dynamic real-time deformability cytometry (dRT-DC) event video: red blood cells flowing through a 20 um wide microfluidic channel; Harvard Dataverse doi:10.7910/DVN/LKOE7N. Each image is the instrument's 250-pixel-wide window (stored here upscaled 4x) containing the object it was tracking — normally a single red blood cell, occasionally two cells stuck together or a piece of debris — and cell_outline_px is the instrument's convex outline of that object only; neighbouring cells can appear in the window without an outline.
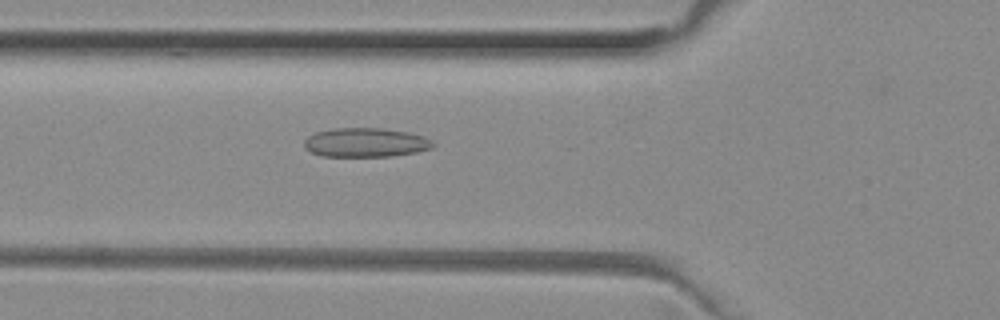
{"species": "common noctule bat (a hibernating species)", "species_latin": "Nyctalus noctula", "temperature_condition": "room temperature", "stored_images_in_passage": 42, "camera_frame_rate_fps": 3000, "um_per_image_px": 0.085, "animal": {"sex": "female", "body_mass_g": 29.2, "forearm_length_mm": 56.3}, "frame": {"image": 1, "passage_image": 9, "time_ms": 2.667, "image_size_px": [1000, 320], "cell_outline_px": [[436, 144], [432, 148], [416, 152], [392, 156], [324, 156], [312, 152], [304, 148], [304, 140], [308, 136], [316, 132], [336, 128], [380, 128], [408, 132], [424, 136], [432, 140]], "centroid_in_image_um": [31.1, 12.11], "position_along_channel_um": 94.7, "area_um2": 21.85}}
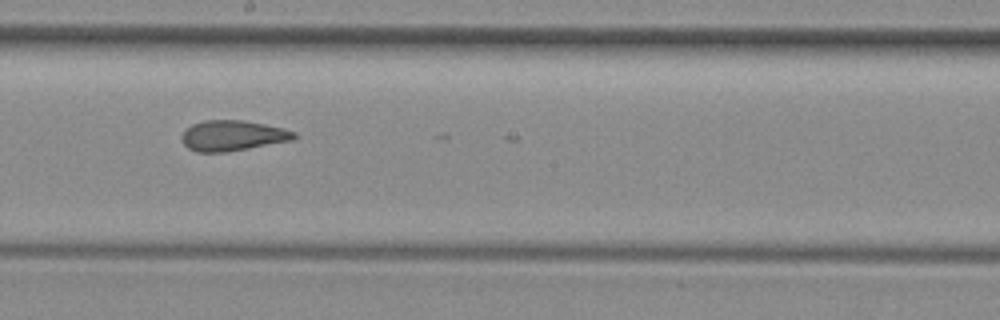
{"frame": {"image": 2, "passage_image": 19, "time_ms": 6.0, "image_size_px": [1000, 320], "cell_outline_px": [[296, 136], [292, 140], [248, 148], [224, 152], [196, 152], [188, 148], [184, 144], [180, 136], [192, 124], [204, 120], [244, 120], [284, 128], [296, 132]], "centroid_in_image_um": [19.76, 11.52], "position_along_channel_um": 228.4, "area_um2": 19.83}}
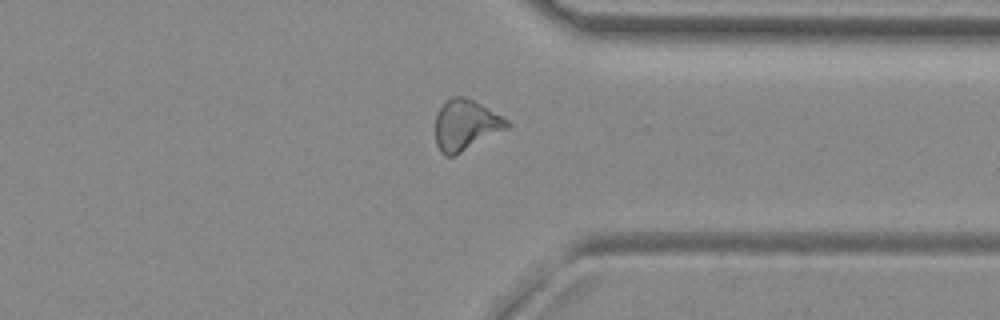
{"frame": {"image": 3, "passage_image": 30, "time_ms": 9.667, "image_size_px": [1000, 320], "cell_outline_px": [[508, 128], [452, 156], [444, 156], [440, 152], [436, 144], [436, 116], [440, 108], [452, 96], [464, 96], [480, 104], [508, 120]], "centroid_in_image_um": [39.55, 10.63], "position_along_channel_um": 371.9, "area_um2": 20.58}, "authors_computed_cell_mechanics": {"area_um2": 20.4901, "velocity_mm_per_s": 3.9994, "shape_relaxation_time_tau1_ms": null, "shape_relaxation_time_tau2_ms": 1.3982, "deformation_change_tau1": null, "deformation_change_tau2": 0.08}}